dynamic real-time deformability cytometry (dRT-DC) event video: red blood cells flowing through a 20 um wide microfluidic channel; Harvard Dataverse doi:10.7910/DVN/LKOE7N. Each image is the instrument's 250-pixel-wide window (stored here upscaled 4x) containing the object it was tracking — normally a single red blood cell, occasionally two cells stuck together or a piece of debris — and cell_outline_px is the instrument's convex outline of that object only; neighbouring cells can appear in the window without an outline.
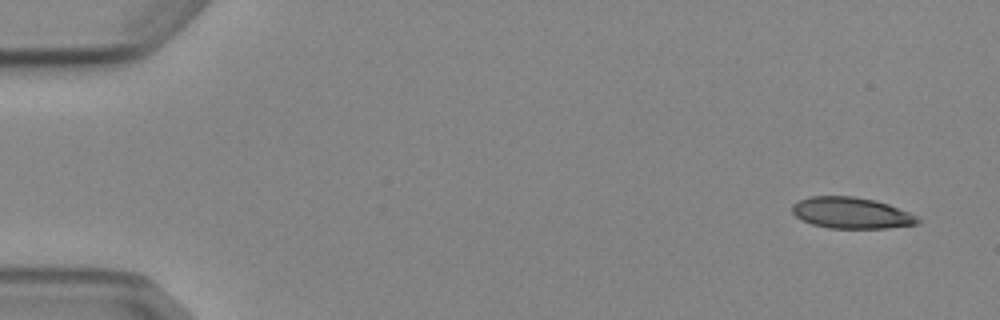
{"species": "Egyptian fruit bat (a non-hibernating species)", "species_latin": "Rousettus aegyptiacus", "temperature_condition": "cold", "stored_images_in_passage": 4, "camera_frame_rate_fps": 3000, "um_per_image_px": 0.085, "animal": {"sex": "female"}, "frame": {"image": 1, "passage_image": 1, "time_ms": 0.0, "image_size_px": [1000, 320], "cell_outline_px": [[924, 220], [920, 224], [888, 228], [828, 228], [812, 224], [796, 216], [792, 212], [792, 204], [800, 200], [812, 196], [852, 196], [876, 200], [888, 204], [908, 212]], "centroid_in_image_um": [72.41, 18.1], "position_along_channel_um": 12.6, "area_um2": 22.89}}
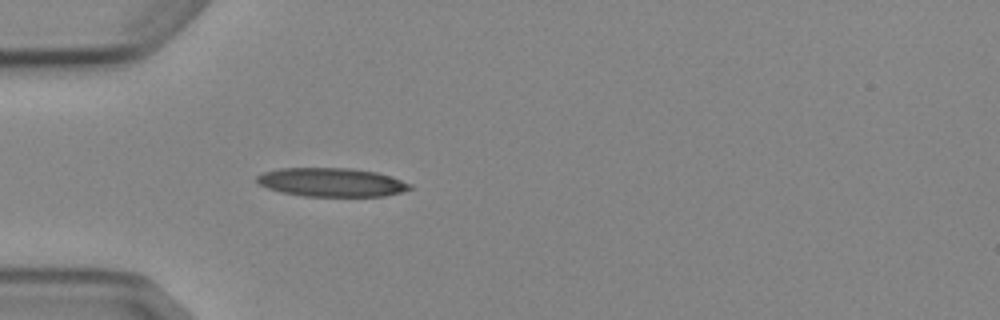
{"frame": {"image": 2, "passage_image": 4, "time_ms": 4.333, "image_size_px": [1000, 320], "cell_outline_px": [[412, 188], [400, 192], [384, 196], [304, 196], [280, 192], [268, 188], [260, 184], [256, 180], [256, 176], [264, 172], [280, 168], [348, 168], [376, 172], [392, 176], [412, 184]], "centroid_in_image_um": [28.19, 15.49], "position_along_channel_um": 56.8, "area_um2": 25.55}}